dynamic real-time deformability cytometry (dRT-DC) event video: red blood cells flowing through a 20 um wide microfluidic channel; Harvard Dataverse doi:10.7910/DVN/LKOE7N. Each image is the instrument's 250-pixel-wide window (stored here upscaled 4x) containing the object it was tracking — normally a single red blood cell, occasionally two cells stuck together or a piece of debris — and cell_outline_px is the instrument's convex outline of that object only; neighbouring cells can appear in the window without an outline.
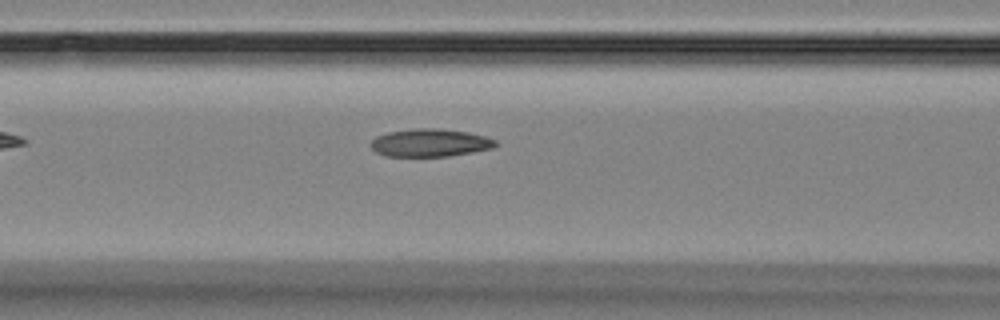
{"species": "Egyptian fruit bat (a non-hibernating species)", "species_latin": "Rousettus aegyptiacus", "temperature_condition": "room temperature", "stored_images_in_passage": 4, "camera_frame_rate_fps": 3000, "um_per_image_px": 0.085, "animal": {"sex": "female"}, "frame": {"image": 1, "passage_image": 4, "time_ms": 4.333, "image_size_px": [1000, 320], "cell_outline_px": [[496, 144], [492, 148], [472, 152], [448, 156], [384, 156], [376, 152], [368, 144], [376, 136], [388, 132], [412, 128], [440, 128], [468, 132], [484, 136], [496, 140]], "centroid_in_image_um": [36.51, 12.13], "position_along_channel_um": 130.1, "area_um2": 20.29}}